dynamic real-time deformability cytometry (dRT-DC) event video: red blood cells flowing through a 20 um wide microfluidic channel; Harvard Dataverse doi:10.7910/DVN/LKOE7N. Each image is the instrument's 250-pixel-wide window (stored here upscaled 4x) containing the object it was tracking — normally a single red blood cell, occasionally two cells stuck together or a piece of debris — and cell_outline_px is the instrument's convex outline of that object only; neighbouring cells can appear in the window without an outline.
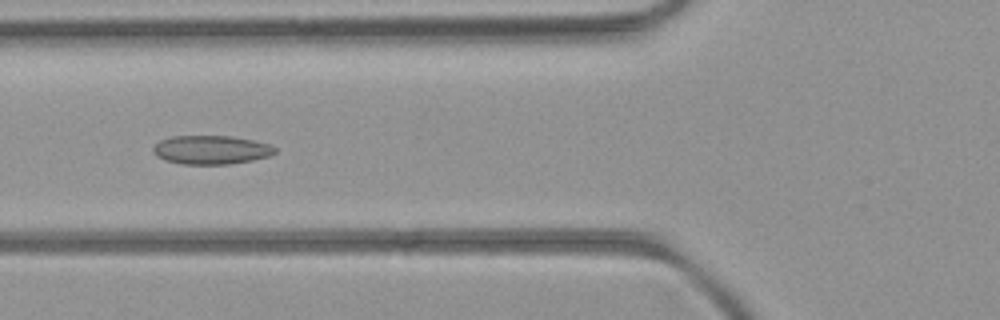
{"species": "common noctule bat (a hibernating species)", "species_latin": "Nyctalus noctula", "temperature_condition": "room temperature", "stored_images_in_passage": 52, "camera_frame_rate_fps": 3000, "um_per_image_px": 0.085, "animal": {"sex": "female", "body_mass_g": 21.9}, "frame": {"image": 1, "passage_image": 20, "time_ms": 6.333, "image_size_px": [1000, 320], "cell_outline_px": [[276, 152], [268, 156], [252, 160], [228, 164], [184, 164], [164, 160], [156, 156], [152, 152], [152, 148], [160, 140], [172, 136], [232, 136], [272, 144], [276, 148]], "centroid_in_image_um": [17.94, 12.73], "position_along_channel_um": 107.9, "area_um2": 20.46}}
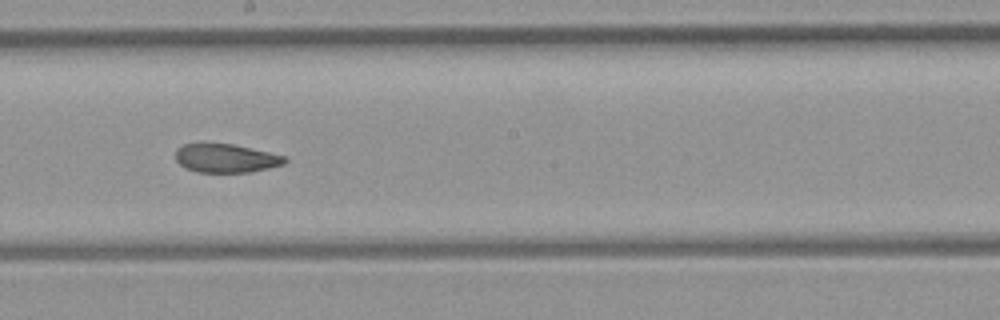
{"frame": {"image": 2, "passage_image": 29, "time_ms": 9.333, "image_size_px": [1000, 320], "cell_outline_px": [[288, 160], [284, 164], [252, 172], [196, 172], [184, 168], [176, 160], [176, 148], [184, 144], [232, 144], [288, 156]], "centroid_in_image_um": [19.23, 13.46], "position_along_channel_um": 229.0, "area_um2": 18.26}}
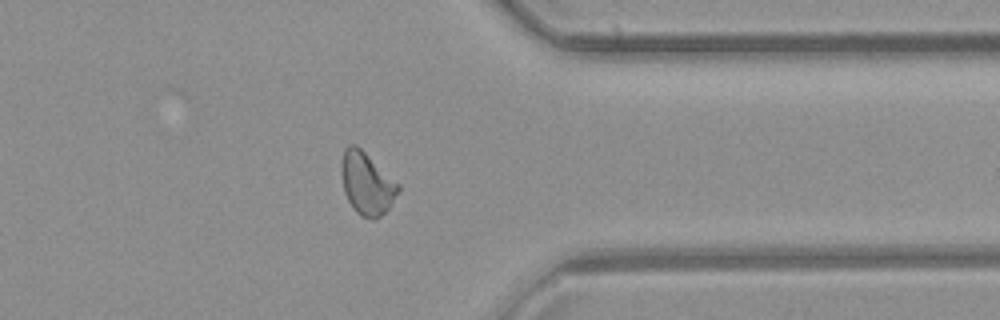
{"frame": {"image": 3, "passage_image": 41, "time_ms": 13.333, "image_size_px": [1000, 320], "cell_outline_px": [[400, 188], [388, 208], [376, 220], [372, 220], [360, 216], [356, 212], [348, 200], [344, 192], [340, 172], [340, 164], [344, 148], [348, 144], [356, 144], [400, 184]], "centroid_in_image_um": [31.14, 15.58], "position_along_channel_um": 380.3, "area_um2": 20.81}, "authors_computed_cell_mechanics": {"area_um2": 20.4612, "velocity_mm_per_s": 4.0287, "shape_relaxation_time_tau1_ms": null, "shape_relaxation_time_tau2_ms": 1.6049, "deformation_change_tau1": null, "deformation_change_tau2": 0.0712}}